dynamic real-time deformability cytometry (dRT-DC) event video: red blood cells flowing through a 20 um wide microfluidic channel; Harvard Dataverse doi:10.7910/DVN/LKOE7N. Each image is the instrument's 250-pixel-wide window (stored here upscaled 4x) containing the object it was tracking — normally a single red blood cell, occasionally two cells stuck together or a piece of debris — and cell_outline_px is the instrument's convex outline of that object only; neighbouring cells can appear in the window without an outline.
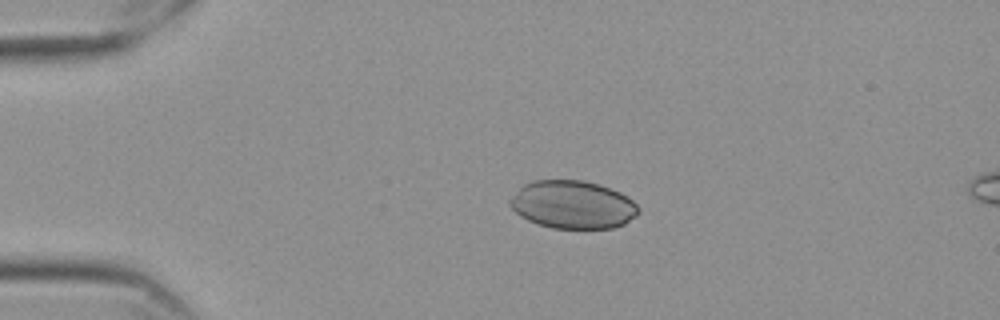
{"species": "Egyptian fruit bat (a non-hibernating species)", "species_latin": "Rousettus aegyptiacus", "temperature_condition": "cold", "stored_images_in_passage": 17, "camera_frame_rate_fps": 3000, "um_per_image_px": 0.085, "frame": {"image": 1, "passage_image": 12, "time_ms": 3.667, "image_size_px": [1000, 320], "cell_outline_px": [[640, 212], [636, 216], [624, 224], [612, 228], [552, 228], [528, 220], [520, 216], [508, 204], [508, 200], [524, 184], [532, 180], [584, 180], [600, 184], [620, 192], [628, 196], [640, 208]], "centroid_in_image_um": [48.7, 17.39], "position_along_channel_um": 36.3, "area_um2": 36.07}}